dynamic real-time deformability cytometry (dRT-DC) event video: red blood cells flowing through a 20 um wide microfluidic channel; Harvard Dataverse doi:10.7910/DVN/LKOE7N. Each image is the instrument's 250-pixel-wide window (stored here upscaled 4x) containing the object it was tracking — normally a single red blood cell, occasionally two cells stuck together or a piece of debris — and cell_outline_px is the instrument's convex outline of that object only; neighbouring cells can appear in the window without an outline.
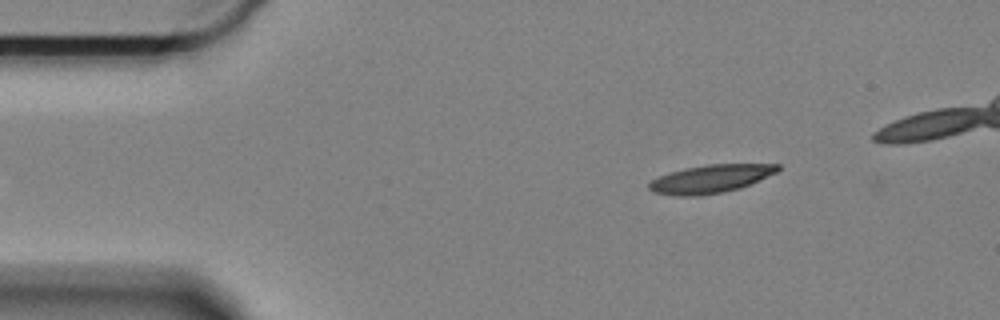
{"species": "Egyptian fruit bat (a non-hibernating species)", "species_latin": "Rousettus aegyptiacus", "temperature_condition": "cold", "stored_images_in_passage": 4, "camera_frame_rate_fps": 3000, "um_per_image_px": 0.085, "animal": {"sex": "female"}, "frame": {"image": 1, "passage_image": 3, "time_ms": 0.667, "image_size_px": [1000, 320], "cell_outline_px": [[780, 168], [776, 172], [760, 180], [740, 188], [724, 192], [696, 196], [680, 196], [652, 192], [648, 188], [648, 184], [652, 180], [668, 172], [684, 168], [708, 164], [780, 164]], "centroid_in_image_um": [60.39, 15.2], "position_along_channel_um": 24.6, "area_um2": 21.1}}